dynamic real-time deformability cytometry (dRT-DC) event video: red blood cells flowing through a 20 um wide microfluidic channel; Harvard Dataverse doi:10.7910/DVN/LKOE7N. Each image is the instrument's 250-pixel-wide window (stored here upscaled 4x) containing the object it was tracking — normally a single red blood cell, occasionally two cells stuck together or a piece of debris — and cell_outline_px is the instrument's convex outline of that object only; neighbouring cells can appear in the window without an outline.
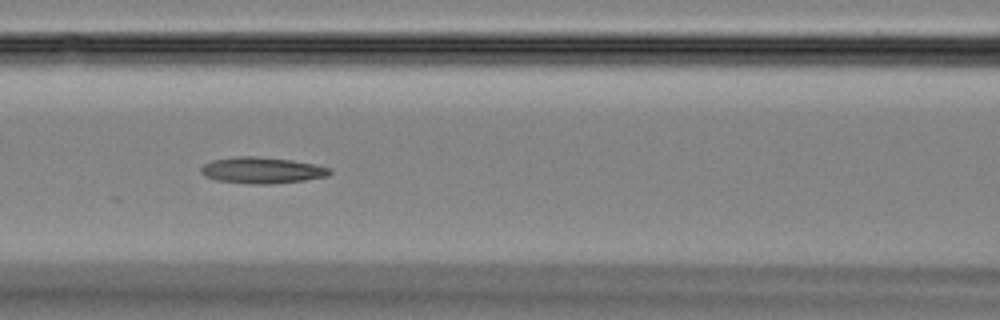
{"species": "Egyptian fruit bat (a non-hibernating species)", "species_latin": "Rousettus aegyptiacus", "temperature_condition": "room temperature", "stored_images_in_passage": 34, "camera_frame_rate_fps": 3000, "um_per_image_px": 0.085, "animal": {"sex": "female"}, "frame": {"image": 1, "passage_image": 8, "time_ms": 2.333, "image_size_px": [1000, 320], "cell_outline_px": [[332, 172], [328, 176], [304, 180], [268, 184], [252, 184], [216, 180], [204, 176], [200, 172], [200, 168], [204, 164], [212, 160], [236, 156], [256, 156], [292, 160], [316, 164], [332, 168]], "centroid_in_image_um": [22.27, 14.47], "position_along_channel_um": 144.3, "area_um2": 19.83}}
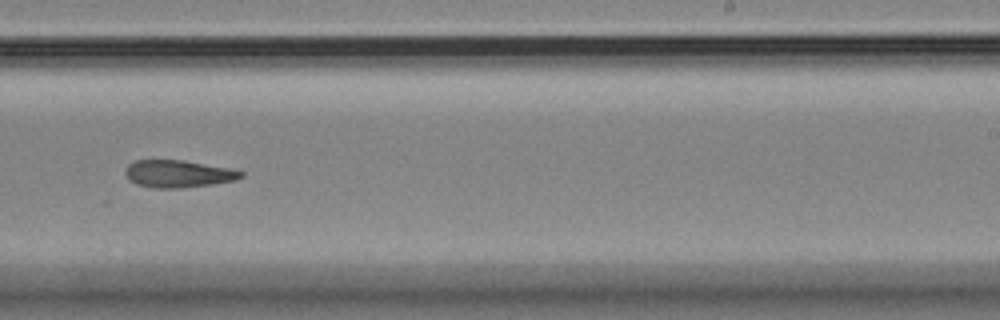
{"frame": {"image": 2, "passage_image": 17, "time_ms": 5.333, "image_size_px": [1000, 320], "cell_outline_px": [[244, 176], [236, 180], [212, 184], [180, 188], [152, 188], [136, 184], [128, 180], [124, 172], [124, 168], [128, 164], [136, 160], [184, 160], [228, 168], [244, 172]], "centroid_in_image_um": [15.1, 14.77], "position_along_channel_um": 273.9, "area_um2": 18.55}}
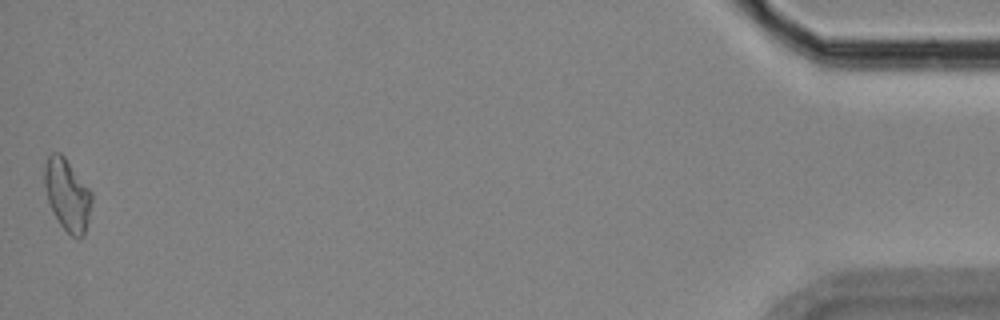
{"frame": {"image": 3, "passage_image": 34, "time_ms": 11.0, "image_size_px": [1000, 320], "cell_outline_px": [[92, 200], [88, 220], [84, 236], [80, 240], [72, 236], [60, 224], [52, 212], [48, 200], [44, 184], [44, 164], [48, 156], [52, 152], [60, 152], [64, 156], [92, 192]], "centroid_in_image_um": [5.71, 16.56], "position_along_channel_um": 429.5, "area_um2": 19.83}}